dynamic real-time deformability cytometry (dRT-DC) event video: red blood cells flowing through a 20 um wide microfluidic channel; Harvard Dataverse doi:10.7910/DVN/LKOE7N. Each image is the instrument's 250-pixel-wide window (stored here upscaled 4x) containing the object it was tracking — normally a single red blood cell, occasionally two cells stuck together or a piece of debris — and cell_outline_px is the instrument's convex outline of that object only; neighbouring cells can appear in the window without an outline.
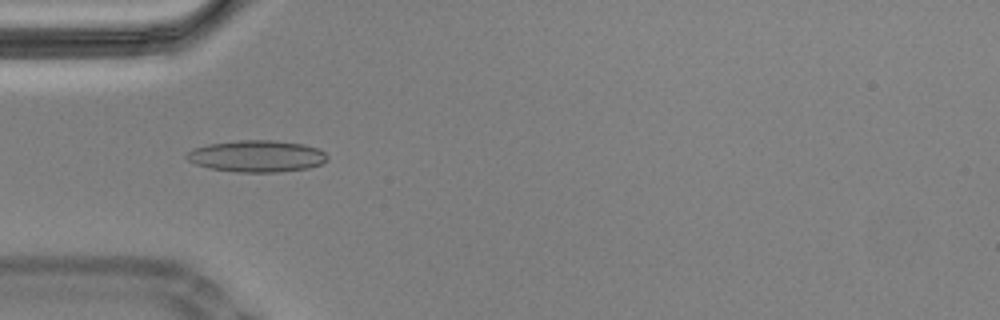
{"species": "Egyptian fruit bat (a non-hibernating species)", "species_latin": "Rousettus aegyptiacus", "temperature_condition": "cold", "stored_images_in_passage": 57, "camera_frame_rate_fps": 3000, "um_per_image_px": 0.085, "animal": {"sex": "male"}, "frame": {"image": 1, "passage_image": 17, "time_ms": 5.333, "image_size_px": [1000, 320], "cell_outline_px": [[328, 160], [320, 164], [308, 168], [280, 172], [236, 172], [208, 168], [196, 164], [188, 160], [184, 156], [192, 148], [208, 144], [240, 140], [272, 140], [304, 144], [320, 148], [328, 156]], "centroid_in_image_um": [21.83, 13.27], "position_along_channel_um": 63.2, "area_um2": 26.18}}
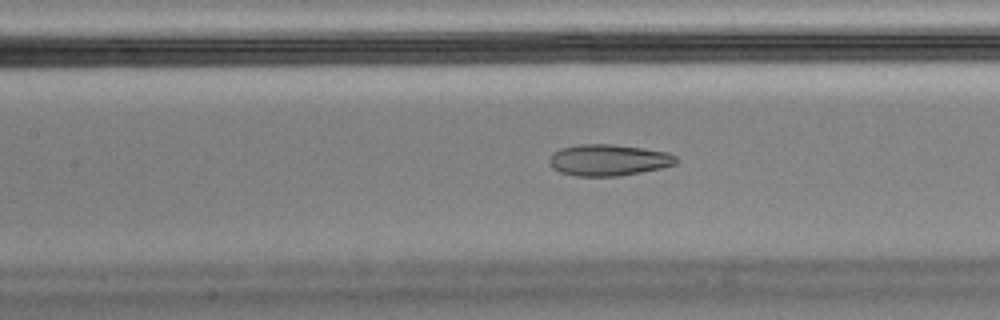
{"frame": {"image": 2, "passage_image": 25, "time_ms": 8.0, "image_size_px": [1000, 320], "cell_outline_px": [[676, 164], [660, 168], [620, 176], [576, 176], [560, 172], [552, 168], [548, 160], [560, 148], [580, 144], [612, 144], [668, 152], [676, 156]], "centroid_in_image_um": [51.71, 13.61], "position_along_channel_um": 155.7, "area_um2": 23.0}, "authors_computed_cell_mechanics": {"area_um2": 23.7558, "velocity_mm_per_s": 3.4658, "shape_relaxation_time_tau1_ms": null, "shape_relaxation_time_tau2_ms": 2.1403, "deformation_change_tau1": null, "deformation_change_tau2": 0.0927}}